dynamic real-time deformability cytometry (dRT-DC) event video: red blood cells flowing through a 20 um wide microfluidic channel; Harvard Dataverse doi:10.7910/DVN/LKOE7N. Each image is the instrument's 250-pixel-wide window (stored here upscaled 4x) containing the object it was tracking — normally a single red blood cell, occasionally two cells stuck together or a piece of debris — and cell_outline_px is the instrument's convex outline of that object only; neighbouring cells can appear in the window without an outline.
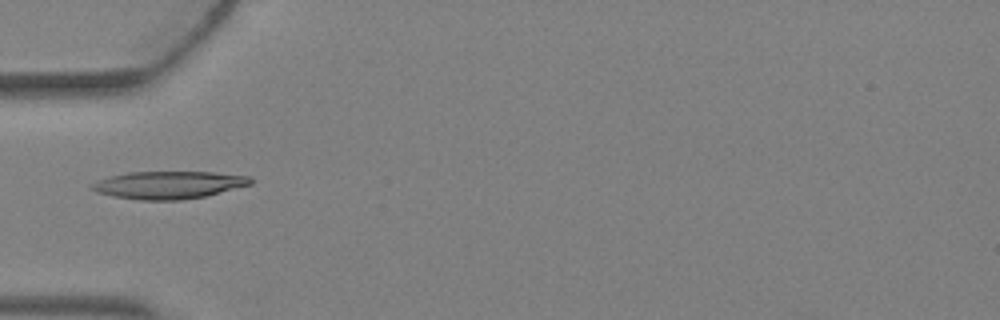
{"species": "Egyptian fruit bat (a non-hibernating species)", "species_latin": "Rousettus aegyptiacus", "temperature_condition": "warm", "stored_images_in_passage": 5, "camera_frame_rate_fps": 3000, "um_per_image_px": 0.085, "animal": {"sex": "female"}, "frame": {"image": 1, "passage_image": 5, "time_ms": 1.333, "image_size_px": [1000, 320], "cell_outline_px": [[252, 184], [204, 196], [180, 200], [140, 200], [112, 196], [96, 192], [92, 188], [92, 184], [108, 176], [128, 172], [212, 172], [252, 176]], "centroid_in_image_um": [14.34, 15.71], "position_along_channel_um": 70.7, "area_um2": 25.37}}